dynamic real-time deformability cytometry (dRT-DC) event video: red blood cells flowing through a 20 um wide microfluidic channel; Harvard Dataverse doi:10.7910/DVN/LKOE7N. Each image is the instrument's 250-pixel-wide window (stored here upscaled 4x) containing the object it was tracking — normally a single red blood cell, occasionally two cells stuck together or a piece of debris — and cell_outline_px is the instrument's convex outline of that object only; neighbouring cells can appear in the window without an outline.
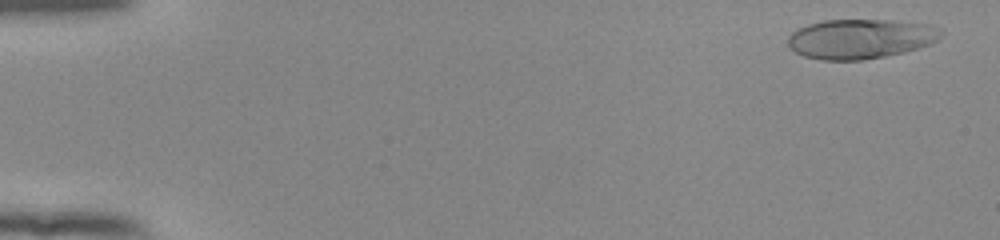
{"species": "human", "species_latin": "Homo sapiens", "temperature_condition": "room temperature", "stored_images_in_passage": 52, "camera_frame_rate_fps": 3000, "um_per_image_px": 0.085, "donor": {"sex": "female"}, "frame": {"image": 1, "passage_image": 2, "time_ms": 0.333, "image_size_px": [1000, 240], "cell_outline_px": [[944, 32], [932, 44], [920, 48], [904, 52], [864, 60], [820, 60], [804, 56], [788, 48], [788, 36], [792, 32], [808, 24], [824, 20], [892, 20], [932, 24], [940, 28]], "centroid_in_image_um": [73.17, 3.3], "position_along_channel_um": 11.8, "area_um2": 35.72}}
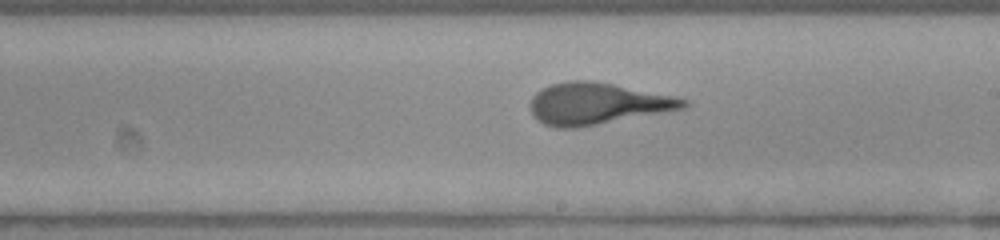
{"frame": {"image": 2, "passage_image": 31, "time_ms": 10.0, "image_size_px": [1000, 240], "cell_outline_px": [[692, 104], [684, 108], [576, 128], [556, 128], [544, 124], [536, 120], [532, 116], [528, 104], [532, 96], [540, 88], [552, 84], [568, 80], [592, 80], [672, 96], [688, 100]], "centroid_in_image_um": [50.67, 8.81], "position_along_channel_um": 238.3, "area_um2": 37.11}}
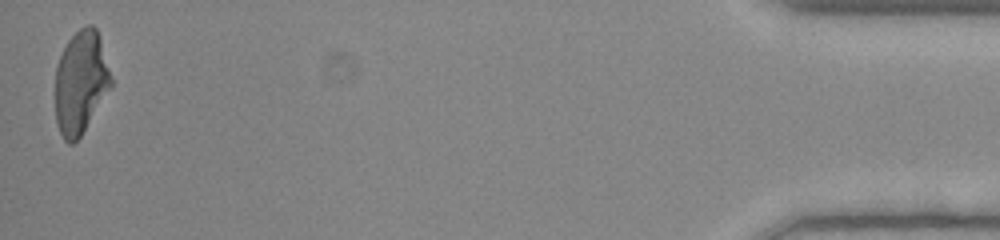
{"frame": {"image": 3, "passage_image": 52, "time_ms": 17.0, "image_size_px": [1000, 240], "cell_outline_px": [[112, 88], [80, 136], [72, 144], [68, 144], [64, 140], [56, 124], [56, 64], [68, 40], [80, 28], [88, 24], [92, 24], [96, 28], [100, 40], [112, 80]], "centroid_in_image_um": [6.86, 7.02], "position_along_channel_um": 428.3, "area_um2": 33.29}}